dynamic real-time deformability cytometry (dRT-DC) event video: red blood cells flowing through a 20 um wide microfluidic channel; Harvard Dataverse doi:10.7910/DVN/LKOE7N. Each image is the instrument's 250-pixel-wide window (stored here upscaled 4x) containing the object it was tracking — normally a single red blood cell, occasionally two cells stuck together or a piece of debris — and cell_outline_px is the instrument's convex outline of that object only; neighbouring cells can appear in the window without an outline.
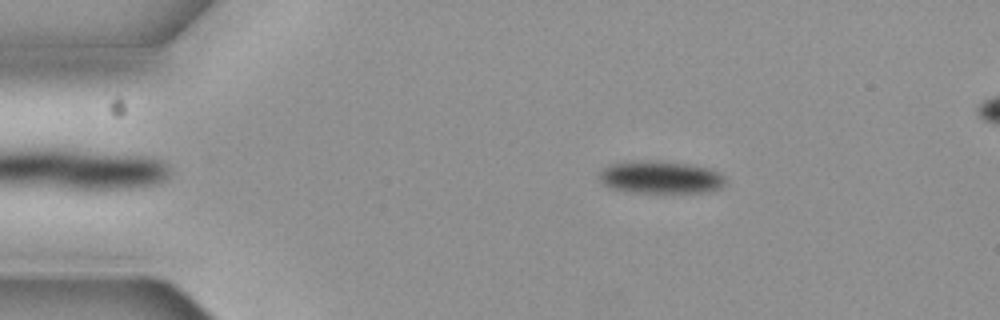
{"species": "common noctule bat (a hibernating species)", "species_latin": "Nyctalus noctula", "temperature_condition": "cold", "stored_images_in_passage": 5, "segment_of_instrument_passage": [1, 2], "camera_frame_rate_fps": 3000, "um_per_image_px": 0.085, "animal": {"sex": "female", "body_mass_g": 19.3, "forearm_length_mm": 54.1}, "frame": {"image": 1, "passage_image": 3, "time_ms": 0.667, "image_size_px": [1000, 320], "cell_outline_px": [[724, 184], [720, 188], [708, 192], [628, 192], [608, 188], [600, 180], [600, 172], [604, 168], [612, 164], [640, 160], [660, 160], [692, 164], [708, 168], [720, 172], [724, 176]], "centroid_in_image_um": [56.16, 15.06], "position_along_channel_um": 28.8, "area_um2": 24.1}}